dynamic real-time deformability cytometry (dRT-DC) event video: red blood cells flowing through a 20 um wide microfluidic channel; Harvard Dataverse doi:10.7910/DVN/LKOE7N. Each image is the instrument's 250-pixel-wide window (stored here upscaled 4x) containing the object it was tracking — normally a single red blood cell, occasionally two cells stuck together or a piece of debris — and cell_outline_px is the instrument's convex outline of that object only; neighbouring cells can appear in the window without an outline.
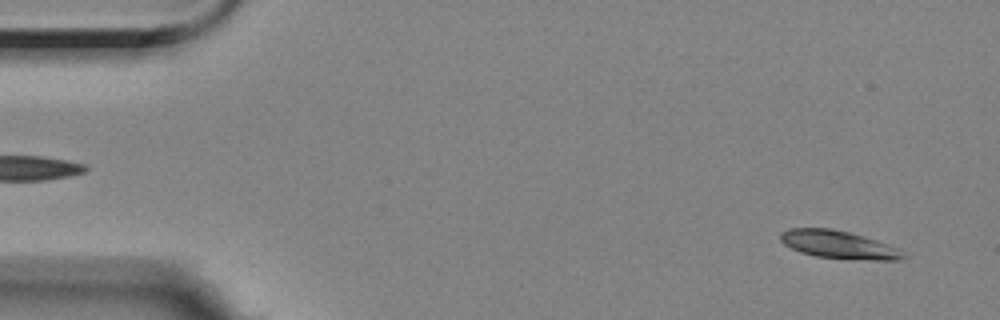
{"species": "Egyptian fruit bat (a non-hibernating species)", "species_latin": "Rousettus aegyptiacus", "temperature_condition": "room temperature", "stored_images_in_passage": 56, "camera_frame_rate_fps": 3000, "um_per_image_px": 0.085, "animal": {"sex": "female"}, "frame": {"image": 1, "passage_image": 3, "time_ms": 0.667, "image_size_px": [1000, 320], "cell_outline_px": [[908, 256], [900, 260], [872, 260], [816, 256], [800, 252], [784, 244], [780, 240], [780, 232], [788, 228], [832, 228], [848, 232], [896, 248], [904, 252]], "centroid_in_image_um": [71.23, 20.79], "position_along_channel_um": 13.8, "area_um2": 19.54}}
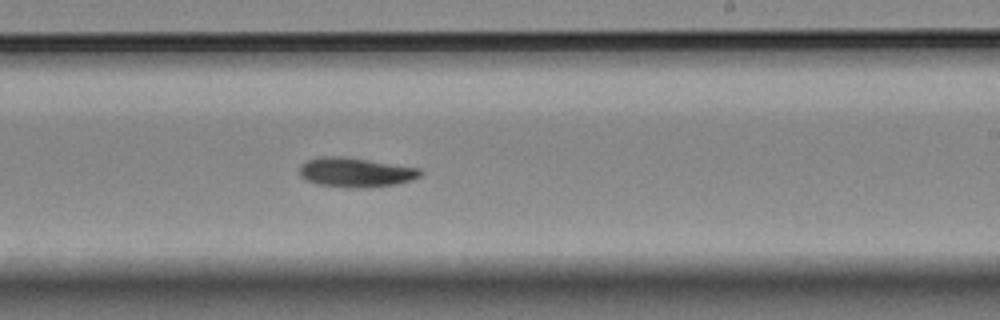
{"frame": {"image": 2, "passage_image": 33, "time_ms": 10.667, "image_size_px": [1000, 320], "cell_outline_px": [[424, 172], [420, 176], [412, 180], [396, 184], [368, 188], [352, 188], [316, 184], [300, 176], [300, 164], [308, 160], [320, 156], [340, 156], [420, 168]], "centroid_in_image_um": [30.24, 14.66], "position_along_channel_um": 258.8, "area_um2": 20.75}}
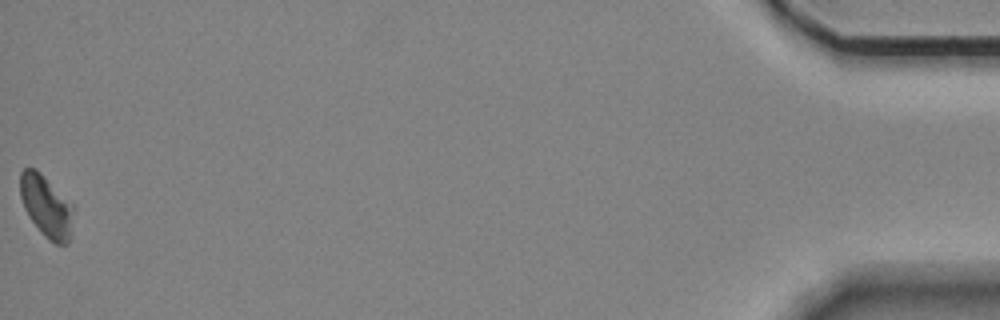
{"frame": {"image": 3, "passage_image": 56, "time_ms": 18.333, "image_size_px": [1000, 320], "cell_outline_px": [[76, 208], [72, 236], [68, 244], [56, 244], [48, 240], [44, 236], [28, 216], [24, 208], [20, 196], [20, 172], [24, 168], [36, 168]], "centroid_in_image_um": [3.98, 17.57], "position_along_channel_um": 431.2, "area_um2": 19.65}, "authors_computed_cell_mechanics": {"area_um2": 19.7387, "velocity_mm_per_s": 3.5114, "shape_relaxation_time_tau1_ms": 5.7975, "shape_relaxation_time_tau2_ms": null, "deformation_change_tau1": 0.1445, "deformation_change_tau2": null}}